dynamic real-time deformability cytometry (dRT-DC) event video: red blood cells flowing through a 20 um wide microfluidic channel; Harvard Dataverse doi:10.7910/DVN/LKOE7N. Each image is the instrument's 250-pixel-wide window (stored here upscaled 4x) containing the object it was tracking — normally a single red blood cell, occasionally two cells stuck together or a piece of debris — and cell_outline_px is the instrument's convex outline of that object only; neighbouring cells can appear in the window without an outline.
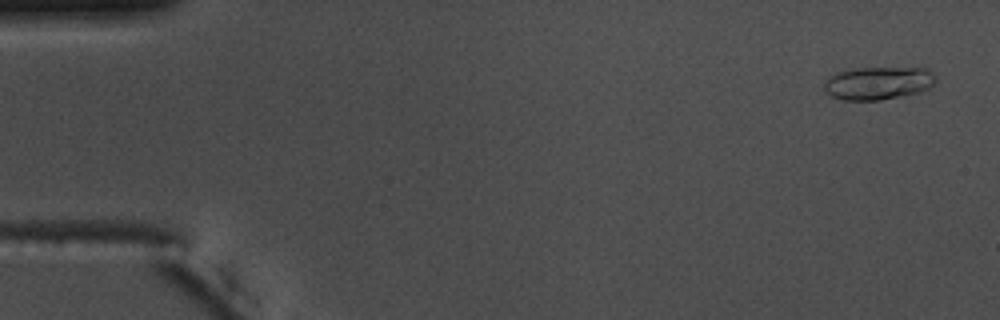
{"species": "common noctule bat (a hibernating species)", "species_latin": "Nyctalus noctula", "temperature_condition": "warm", "stored_images_in_passage": 47, "camera_frame_rate_fps": 3000, "um_per_image_px": 0.085, "animal": {"sex": "male", "body_mass_g": 17.5, "forearm_length_mm": 52.3}, "frame": {"image": 1, "passage_image": 3, "time_ms": 0.667, "image_size_px": [1000, 320], "cell_outline_px": [[936, 80], [928, 88], [916, 92], [900, 96], [880, 100], [844, 100], [832, 96], [824, 88], [824, 84], [828, 76], [836, 72], [856, 68], [928, 68], [932, 72]], "centroid_in_image_um": [74.62, 7.05], "position_along_channel_um": 10.4, "area_um2": 21.21}}
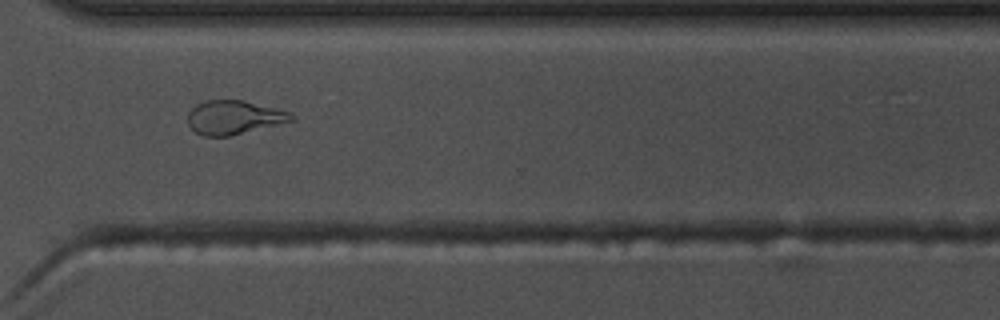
{"frame": {"image": 2, "passage_image": 41, "time_ms": 13.333, "image_size_px": [1000, 320], "cell_outline_px": [[296, 120], [228, 136], [204, 136], [196, 132], [188, 124], [188, 112], [196, 104], [208, 100], [244, 100], [276, 108], [288, 112]], "centroid_in_image_um": [19.87, 9.97], "position_along_channel_um": 350.7, "area_um2": 20.23}}
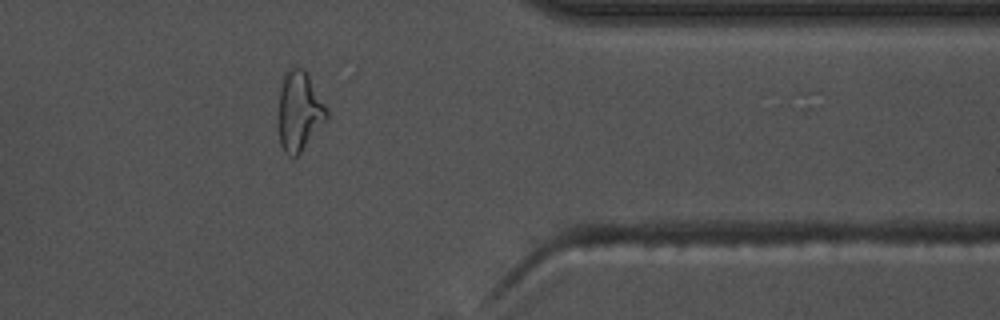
{"frame": {"image": 3, "passage_image": 45, "time_ms": 14.667, "image_size_px": [1000, 320], "cell_outline_px": [[328, 116], [300, 152], [296, 156], [288, 156], [284, 152], [280, 144], [276, 128], [276, 120], [280, 88], [284, 76], [288, 68], [304, 68], [308, 72], [328, 108]], "centroid_in_image_um": [25.39, 9.43], "position_along_channel_um": 386.0, "area_um2": 22.89}, "authors_computed_cell_mechanics": {"area_um2": 19.5364, "velocity_mm_per_s": 3.7561, "shape_relaxation_time_tau1_ms": null, "shape_relaxation_time_tau2_ms": 1.8873, "deformation_change_tau1": null, "deformation_change_tau2": 0.0798}}